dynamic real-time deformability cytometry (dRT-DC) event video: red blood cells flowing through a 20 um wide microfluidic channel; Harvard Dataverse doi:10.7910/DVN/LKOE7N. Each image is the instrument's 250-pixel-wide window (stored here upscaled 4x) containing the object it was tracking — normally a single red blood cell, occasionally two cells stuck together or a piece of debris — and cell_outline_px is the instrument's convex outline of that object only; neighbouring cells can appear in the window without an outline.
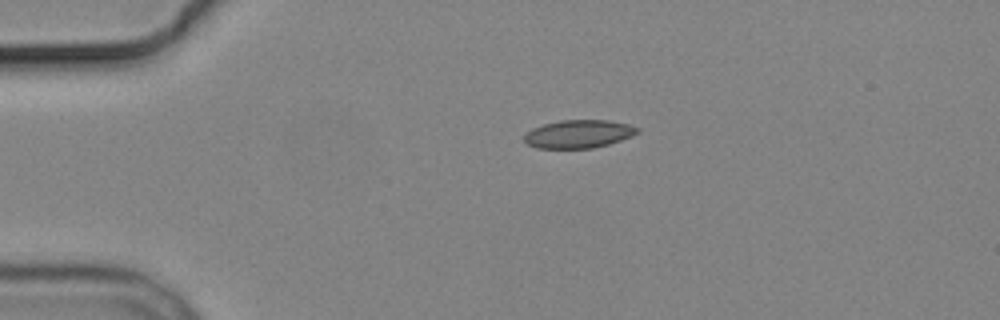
{"species": "common noctule bat (a hibernating species)", "species_latin": "Nyctalus noctula", "temperature_condition": "cold", "stored_images_in_passage": 2, "camera_frame_rate_fps": 3000, "um_per_image_px": 0.085, "animal": {"sex": "male", "body_mass_g": 19.2, "forearm_length_mm": 51.8}, "frame": {"image": 1, "passage_image": 1, "time_ms": 0.0, "image_size_px": [1000, 320], "cell_outline_px": [[640, 132], [632, 136], [608, 144], [592, 148], [536, 148], [528, 144], [524, 140], [524, 136], [532, 128], [544, 124], [560, 120], [608, 120], [628, 124], [640, 128]], "centroid_in_image_um": [49.2, 11.38], "position_along_channel_um": 35.8, "area_um2": 18.5}}